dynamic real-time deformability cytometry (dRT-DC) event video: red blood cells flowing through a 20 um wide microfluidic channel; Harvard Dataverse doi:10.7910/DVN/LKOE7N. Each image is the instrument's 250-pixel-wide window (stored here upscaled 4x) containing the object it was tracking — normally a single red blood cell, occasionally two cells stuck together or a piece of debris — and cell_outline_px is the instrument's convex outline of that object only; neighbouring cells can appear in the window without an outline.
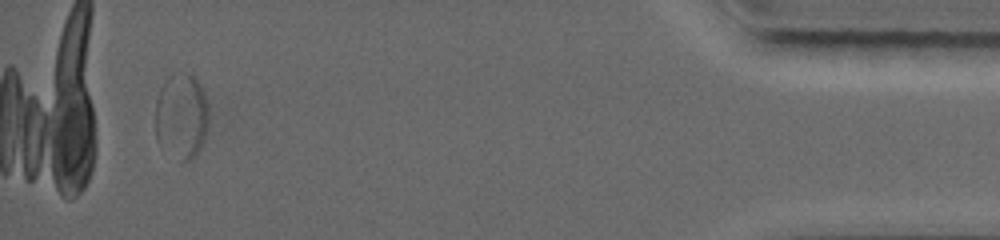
{"species": "common noctule bat (a hibernating species)", "species_latin": "Nyctalus noctula", "temperature_condition": "warm", "stored_images_in_passage": 16, "segment_of_instrument_passage": [2, 3], "camera_frame_rate_fps": 5000, "um_per_image_px": 0.085, "animal": {"sex": "female", "body_mass_g": 19.0, "forearm_length_mm": 56.7}, "frame": {"image": 1, "passage_image": 13, "time_ms": 11.4, "image_size_px": [1000, 240], "cell_outline_px": [[208, 124], [200, 148], [188, 160], [180, 164], [156, 140], [156, 100], [160, 88], [164, 80], [172, 72], [192, 72], [200, 84], [204, 92], [208, 104]], "centroid_in_image_um": [15.41, 9.82], "position_along_channel_um": 419.8, "area_um2": 27.11}}